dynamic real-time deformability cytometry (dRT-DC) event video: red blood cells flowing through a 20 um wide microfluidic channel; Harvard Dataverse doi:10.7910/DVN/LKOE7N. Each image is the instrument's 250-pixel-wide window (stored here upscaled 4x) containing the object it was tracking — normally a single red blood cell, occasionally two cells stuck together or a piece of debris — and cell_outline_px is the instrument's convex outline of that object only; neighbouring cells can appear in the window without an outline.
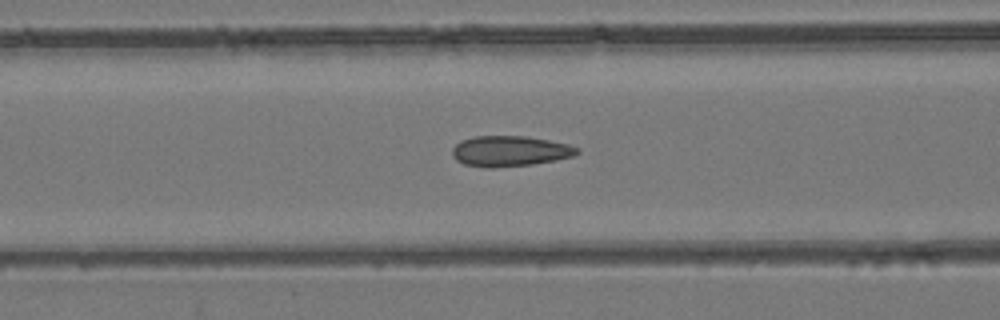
{"species": "common noctule bat (a hibernating species)", "species_latin": "Nyctalus noctula", "temperature_condition": "room temperature", "stored_images_in_passage": 55, "camera_frame_rate_fps": 3000, "um_per_image_px": 0.085, "animal": {"sex": "female", "body_mass_g": 24.6, "forearm_length_mm": 56.2}, "frame": {"image": 1, "passage_image": 23, "time_ms": 7.333, "image_size_px": [1000, 320], "cell_outline_px": [[580, 152], [572, 156], [556, 160], [532, 164], [492, 168], [484, 168], [464, 164], [456, 160], [452, 156], [452, 148], [460, 140], [472, 136], [524, 136], [548, 140], [568, 144], [580, 148]], "centroid_in_image_um": [43.31, 12.84], "position_along_channel_um": 123.3, "area_um2": 22.37}}
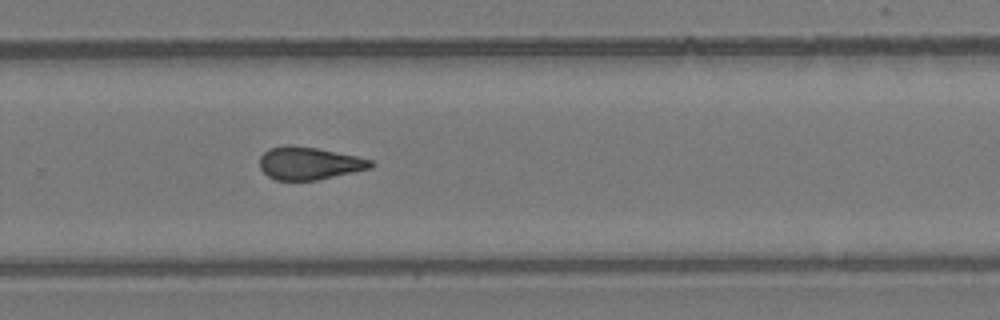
{"frame": {"image": 2, "passage_image": 37, "time_ms": 12.0, "image_size_px": [1000, 320], "cell_outline_px": [[372, 168], [316, 180], [276, 180], [268, 176], [260, 168], [260, 156], [268, 148], [284, 144], [292, 144], [316, 148], [356, 156], [372, 160]], "centroid_in_image_um": [26.23, 13.86], "position_along_channel_um": 303.6, "area_um2": 21.15}}
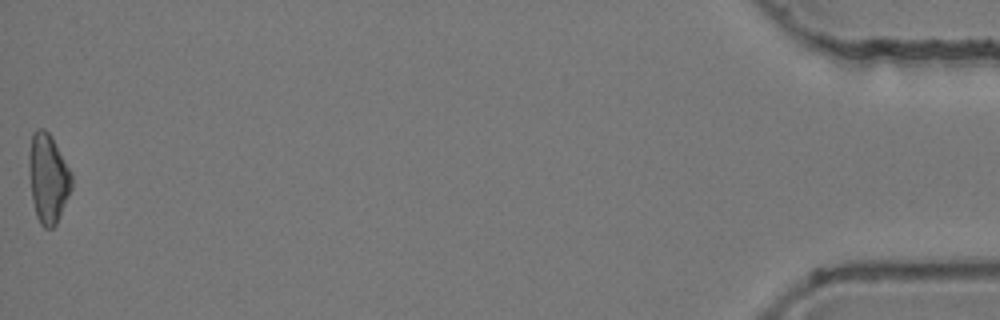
{"frame": {"image": 3, "passage_image": 55, "time_ms": 18.0, "image_size_px": [1000, 320], "cell_outline_px": [[72, 188], [56, 224], [52, 228], [44, 228], [40, 224], [36, 216], [32, 200], [28, 164], [28, 156], [32, 132], [36, 128], [44, 128], [52, 136], [72, 172]], "centroid_in_image_um": [4.08, 15.12], "position_along_channel_um": 431.1, "area_um2": 22.48}, "authors_computed_cell_mechanics": {"area_um2": 21.675, "velocity_mm_per_s": 3.8673, "shape_relaxation_time_tau1_ms": null, "shape_relaxation_time_tau2_ms": 1.4783, "deformation_change_tau1": null, "deformation_change_tau2": 0.0662}}